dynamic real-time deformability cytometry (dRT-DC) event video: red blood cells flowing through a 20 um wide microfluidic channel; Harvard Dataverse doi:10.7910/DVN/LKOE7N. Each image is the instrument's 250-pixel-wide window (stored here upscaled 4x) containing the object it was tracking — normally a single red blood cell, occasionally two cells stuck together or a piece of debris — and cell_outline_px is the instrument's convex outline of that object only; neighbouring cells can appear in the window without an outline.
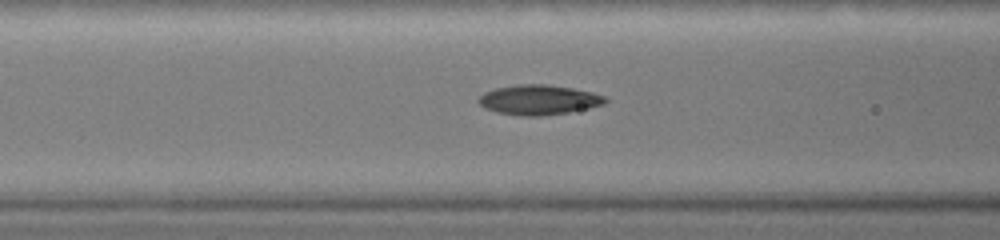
{"species": "common noctule bat (a hibernating species)", "species_latin": "Nyctalus noctula", "temperature_condition": "warm", "stored_images_in_passage": 9, "camera_frame_rate_fps": 3000, "um_per_image_px": 0.085, "animal": {"sex": "female", "body_mass_g": 19.0, "forearm_length_mm": 51.5}, "frame": {"image": 1, "passage_image": 8, "time_ms": 2.667, "image_size_px": [1000, 240], "cell_outline_px": [[608, 100], [604, 104], [588, 108], [568, 112], [540, 116], [520, 116], [496, 112], [484, 108], [476, 100], [484, 92], [496, 88], [516, 84], [548, 84], [572, 88], [592, 92], [608, 96]], "centroid_in_image_um": [45.79, 8.48], "position_along_channel_um": 120.8, "area_um2": 22.25}}